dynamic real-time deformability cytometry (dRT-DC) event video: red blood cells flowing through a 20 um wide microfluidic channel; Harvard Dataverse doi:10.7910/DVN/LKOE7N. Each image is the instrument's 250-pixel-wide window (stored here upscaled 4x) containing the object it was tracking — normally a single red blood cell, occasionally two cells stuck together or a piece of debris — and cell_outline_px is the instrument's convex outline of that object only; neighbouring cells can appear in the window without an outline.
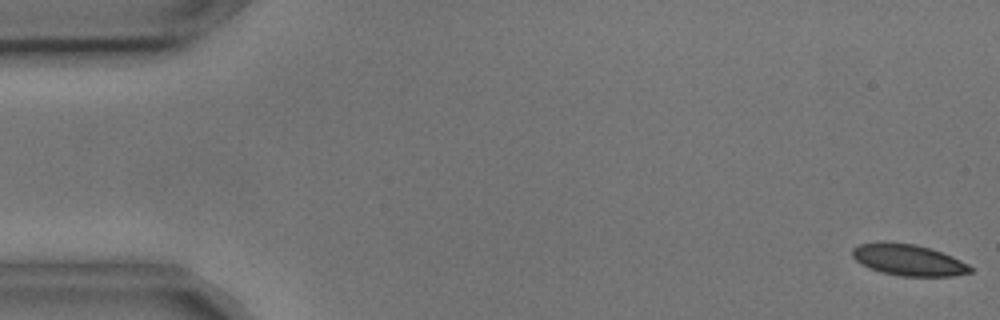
{"species": "common noctule bat (a hibernating species)", "species_latin": "Nyctalus noctula", "temperature_condition": "cold", "stored_images_in_passage": 4, "camera_frame_rate_fps": 3000, "um_per_image_px": 0.085, "animal": {"sex": "male", "body_mass_g": 17.9, "forearm_length_mm": 54.2}, "frame": {"image": 1, "passage_image": 1, "time_ms": 0.0, "image_size_px": [1000, 320], "cell_outline_px": [[972, 272], [952, 276], [900, 276], [880, 272], [868, 268], [860, 264], [852, 256], [852, 248], [860, 244], [880, 240], [884, 240], [916, 244], [952, 256], [968, 264], [972, 268]], "centroid_in_image_um": [77.15, 22.08], "position_along_channel_um": 7.8, "area_um2": 21.85}}